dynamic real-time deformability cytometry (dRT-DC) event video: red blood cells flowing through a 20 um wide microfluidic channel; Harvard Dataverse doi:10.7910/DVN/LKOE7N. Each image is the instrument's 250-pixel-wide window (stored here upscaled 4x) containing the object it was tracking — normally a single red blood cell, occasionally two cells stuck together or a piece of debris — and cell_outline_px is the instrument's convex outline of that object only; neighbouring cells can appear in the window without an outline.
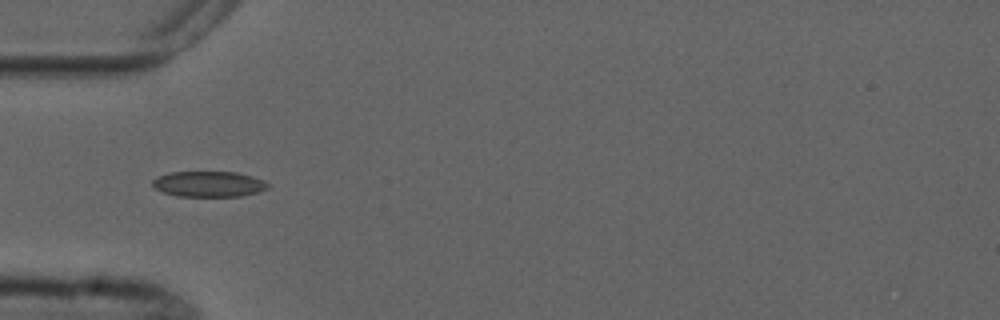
{"species": "common noctule bat (a hibernating species)", "species_latin": "Nyctalus noctula", "temperature_condition": "cold", "stored_images_in_passage": 6, "camera_frame_rate_fps": 3000, "um_per_image_px": 0.085, "animal": {"sex": "male", "forearm_length_mm": 52.5}, "frame": {"image": 1, "passage_image": 4, "time_ms": 3.333, "image_size_px": [1000, 320], "cell_outline_px": [[268, 188], [260, 192], [240, 196], [176, 196], [164, 192], [156, 188], [152, 184], [152, 180], [156, 176], [168, 172], [236, 172], [252, 176], [264, 180], [268, 184]], "centroid_in_image_um": [17.74, 15.64], "position_along_channel_um": 67.3, "area_um2": 17.28}}
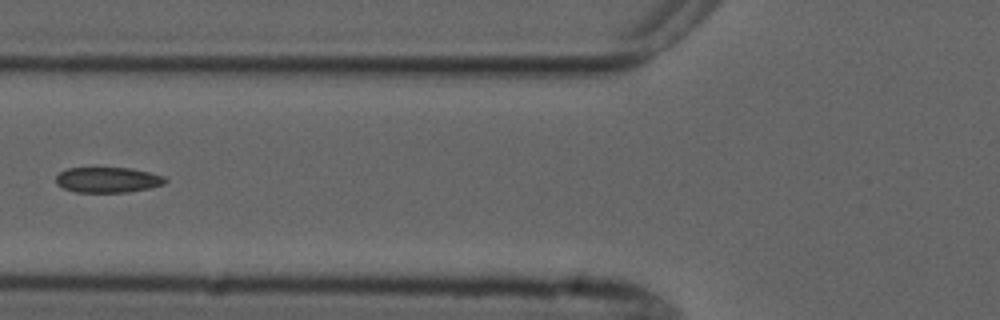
{"frame": {"image": 2, "passage_image": 5, "time_ms": 4.667, "image_size_px": [1000, 320], "cell_outline_px": [[168, 180], [164, 184], [152, 188], [128, 192], [76, 192], [64, 188], [56, 184], [56, 176], [60, 172], [68, 168], [132, 168], [164, 176]], "centroid_in_image_um": [9.19, 15.29], "position_along_channel_um": 116.6, "area_um2": 16.24}}
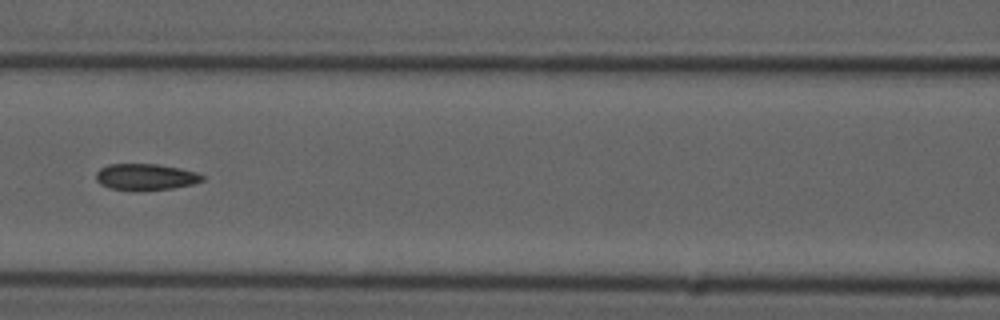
{"frame": {"image": 3, "passage_image": 6, "time_ms": 5.667, "image_size_px": [1000, 320], "cell_outline_px": [[204, 180], [192, 184], [172, 188], [132, 192], [108, 188], [100, 184], [96, 180], [96, 172], [100, 168], [108, 164], [156, 164], [180, 168], [196, 172], [204, 176]], "centroid_in_image_um": [12.33, 15.05], "position_along_channel_um": 154.3, "area_um2": 16.65}}